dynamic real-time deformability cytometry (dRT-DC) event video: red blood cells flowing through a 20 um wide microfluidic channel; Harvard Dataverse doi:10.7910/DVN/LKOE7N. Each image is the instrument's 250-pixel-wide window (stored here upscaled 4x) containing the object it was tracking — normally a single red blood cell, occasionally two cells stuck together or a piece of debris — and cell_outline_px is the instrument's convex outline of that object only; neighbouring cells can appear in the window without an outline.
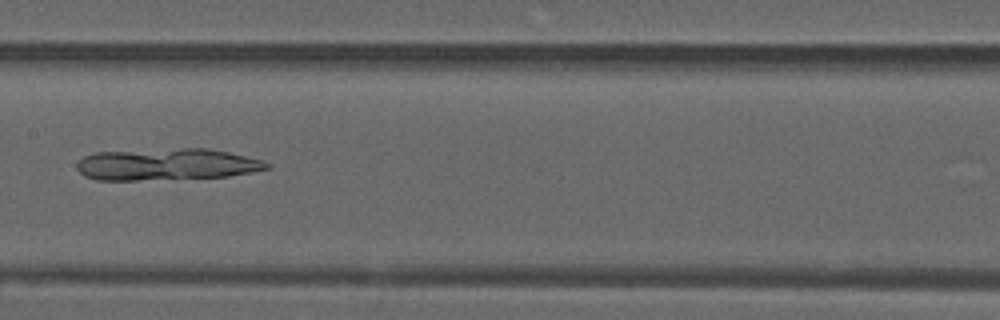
{"species": "common noctule bat (a hibernating species)", "species_latin": "Nyctalus noctula", "temperature_condition": "warm", "stored_images_in_passage": 41, "camera_frame_rate_fps": 3000, "um_per_image_px": 0.085, "animal": {"sex": "male", "forearm_length_mm": 52.5}, "frame": {"image": 1, "passage_image": 19, "time_ms": 6.0, "image_size_px": [1000, 320], "cell_outline_px": [[272, 168], [252, 172], [228, 176], [136, 180], [96, 180], [84, 176], [76, 168], [76, 164], [84, 156], [96, 152], [180, 148], [208, 148], [228, 152], [264, 160], [272, 164]], "centroid_in_image_um": [14.2, 13.97], "position_along_channel_um": 193.2, "area_um2": 35.26}}
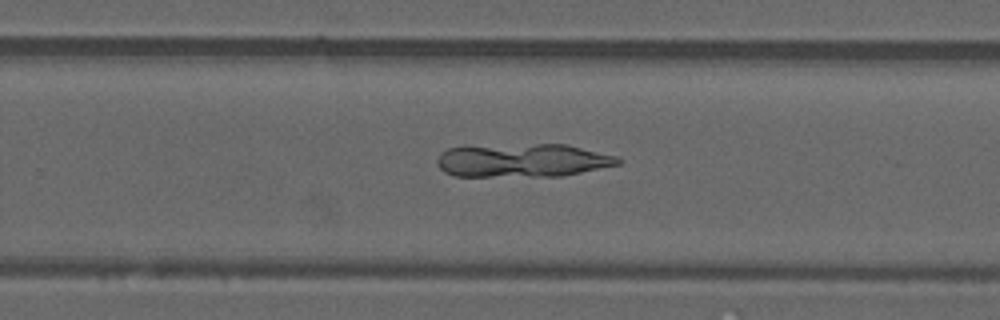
{"frame": {"image": 2, "passage_image": 26, "time_ms": 8.333, "image_size_px": [1000, 320], "cell_outline_px": [[624, 160], [620, 164], [560, 176], [452, 176], [444, 172], [436, 164], [436, 160], [448, 148], [464, 144], [568, 144], [616, 156]], "centroid_in_image_um": [44.36, 13.61], "position_along_channel_um": 285.4, "area_um2": 35.89}}
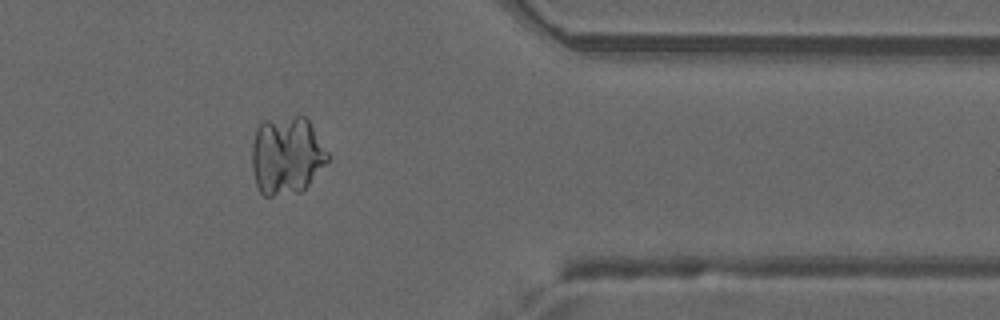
{"frame": {"image": 3, "passage_image": 35, "time_ms": 11.333, "image_size_px": [1000, 320], "cell_outline_px": [[328, 160], [308, 184], [300, 192], [272, 196], [264, 196], [260, 192], [256, 184], [252, 168], [252, 144], [256, 128], [260, 120], [296, 116], [304, 116], [308, 120], [328, 152]], "centroid_in_image_um": [24.33, 13.2], "position_along_channel_um": 387.1, "area_um2": 34.45}}